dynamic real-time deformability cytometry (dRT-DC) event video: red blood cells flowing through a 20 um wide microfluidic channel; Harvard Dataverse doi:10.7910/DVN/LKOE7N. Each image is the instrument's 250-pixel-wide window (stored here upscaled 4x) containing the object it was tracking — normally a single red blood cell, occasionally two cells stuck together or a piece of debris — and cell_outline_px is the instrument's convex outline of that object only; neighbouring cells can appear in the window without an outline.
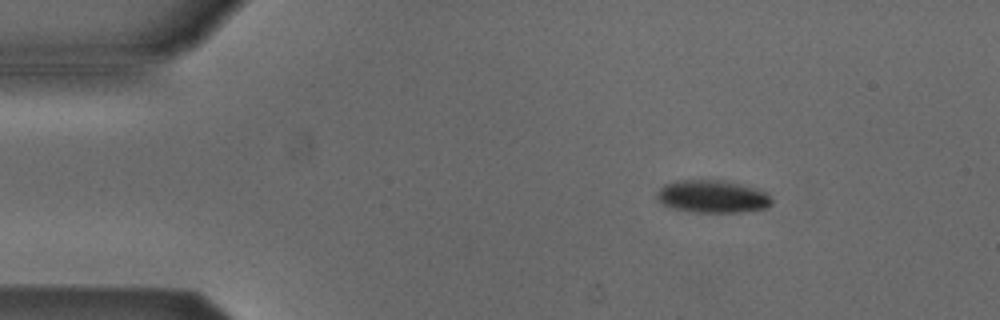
{"species": "Egyptian fruit bat (a non-hibernating species)", "species_latin": "Rousettus aegyptiacus", "temperature_condition": "cold", "stored_images_in_passage": 3, "camera_frame_rate_fps": 3000, "um_per_image_px": 0.085, "animal": {"sex": "male"}, "frame": {"image": 1, "passage_image": 1, "time_ms": 0.0, "image_size_px": [1000, 320], "cell_outline_px": [[772, 204], [764, 208], [740, 212], [696, 212], [672, 208], [656, 200], [656, 192], [664, 184], [676, 180], [724, 180], [764, 188], [772, 196]], "centroid_in_image_um": [60.61, 16.68], "position_along_channel_um": 24.4, "area_um2": 22.37}}